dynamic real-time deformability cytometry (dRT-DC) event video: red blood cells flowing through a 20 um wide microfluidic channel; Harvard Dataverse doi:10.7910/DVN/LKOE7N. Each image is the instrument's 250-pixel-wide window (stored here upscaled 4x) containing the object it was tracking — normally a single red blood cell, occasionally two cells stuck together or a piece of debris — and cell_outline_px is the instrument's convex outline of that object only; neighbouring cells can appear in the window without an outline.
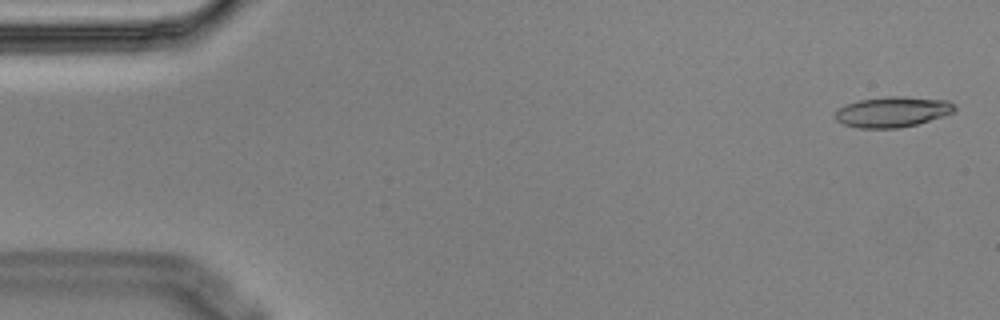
{"species": "Egyptian fruit bat (a non-hibernating species)", "species_latin": "Rousettus aegyptiacus", "temperature_condition": "cold", "stored_images_in_passage": 5, "camera_frame_rate_fps": 3000, "um_per_image_px": 0.085, "animal": {"sex": "male"}, "frame": {"image": 1, "passage_image": 1, "time_ms": 0.0, "image_size_px": [1000, 320], "cell_outline_px": [[956, 112], [944, 116], [916, 124], [900, 128], [856, 128], [844, 124], [836, 120], [836, 112], [840, 108], [848, 104], [860, 100], [884, 96], [904, 96], [948, 100], [956, 104]], "centroid_in_image_um": [75.93, 9.5], "position_along_channel_um": 9.1, "area_um2": 21.33}}